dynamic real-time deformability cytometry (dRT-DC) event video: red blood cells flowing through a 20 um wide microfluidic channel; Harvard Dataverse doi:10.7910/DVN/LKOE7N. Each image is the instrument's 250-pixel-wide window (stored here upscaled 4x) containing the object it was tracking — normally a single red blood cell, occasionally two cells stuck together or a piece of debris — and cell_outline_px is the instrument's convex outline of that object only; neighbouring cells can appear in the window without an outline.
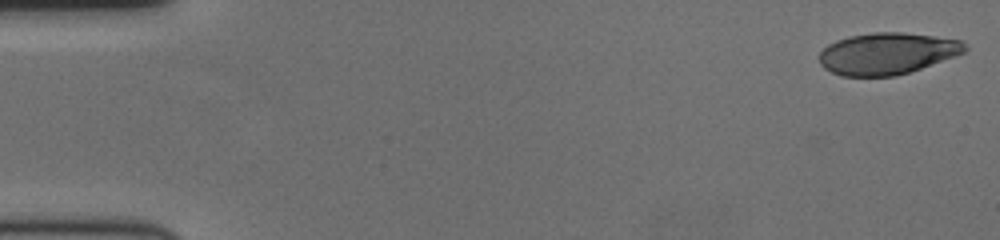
{"species": "human", "species_latin": "Homo sapiens", "temperature_condition": "cold", "stored_images_in_passage": 59, "camera_frame_rate_fps": 3000, "um_per_image_px": 0.085, "donor": {"sex": "female"}, "frame": {"image": 1, "passage_image": 1, "time_ms": 0.0, "image_size_px": [1000, 240], "cell_outline_px": [[968, 48], [964, 52], [920, 68], [896, 76], [840, 76], [824, 68], [820, 64], [820, 52], [828, 44], [836, 40], [848, 36], [872, 32], [904, 32], [960, 40], [968, 44]], "centroid_in_image_um": [75.38, 4.54], "position_along_channel_um": 9.6, "area_um2": 35.2}}
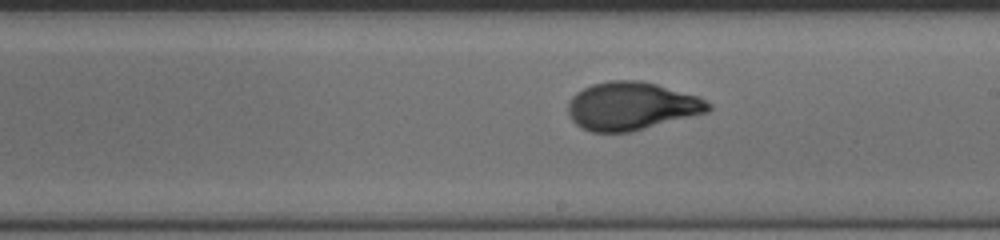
{"frame": {"image": 2, "passage_image": 34, "time_ms": 11.0, "image_size_px": [1000, 240], "cell_outline_px": [[712, 108], [708, 112], [632, 132], [592, 132], [580, 128], [572, 120], [568, 112], [568, 100], [576, 92], [592, 84], [608, 80], [640, 80], [656, 84], [700, 96], [712, 104]], "centroid_in_image_um": [53.69, 9.01], "position_along_channel_um": 235.3, "area_um2": 39.65}}
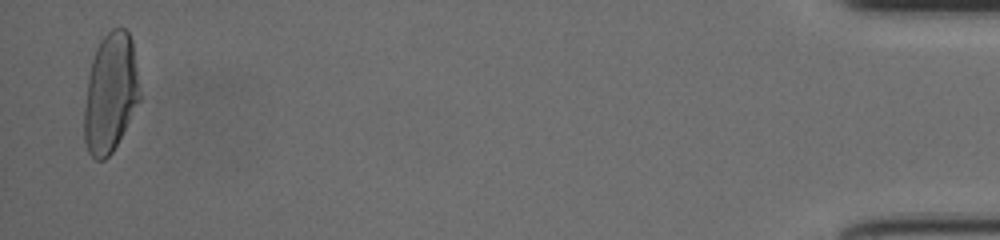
{"frame": {"image": 3, "passage_image": 58, "time_ms": 19.0, "image_size_px": [1000, 240], "cell_outline_px": [[140, 100], [112, 152], [104, 160], [96, 160], [88, 152], [84, 140], [84, 108], [88, 76], [92, 60], [96, 48], [100, 40], [112, 28], [124, 28], [128, 32], [132, 40], [140, 92]], "centroid_in_image_um": [9.37, 7.9], "position_along_channel_um": 425.8, "area_um2": 38.44}, "authors_computed_cell_mechanics": {"area_um2": 38.2058, "velocity_mm_per_s": 3.4937, "shape_relaxation_time_tau1_ms": 4.4771, "shape_relaxation_time_tau2_ms": 0.9779, "deformation_change_tau1": 0.2074, "deformation_change_tau2": 0.0573}}